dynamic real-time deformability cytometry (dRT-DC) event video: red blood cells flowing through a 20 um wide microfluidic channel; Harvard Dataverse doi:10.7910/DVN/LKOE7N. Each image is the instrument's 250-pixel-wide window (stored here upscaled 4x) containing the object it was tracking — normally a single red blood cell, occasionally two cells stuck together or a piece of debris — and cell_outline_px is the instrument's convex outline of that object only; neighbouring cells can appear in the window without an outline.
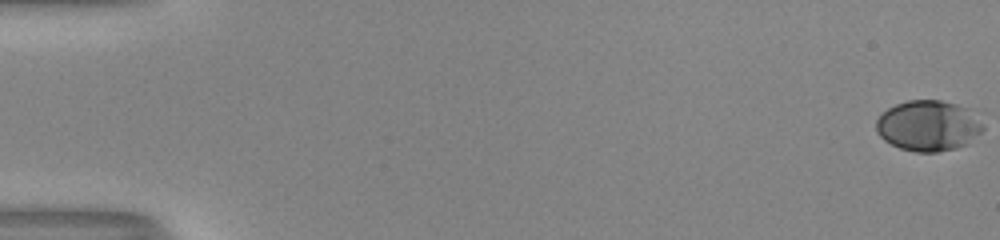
{"species": "human", "species_latin": "Homo sapiens", "temperature_condition": "room temperature", "stored_images_in_passage": 54, "camera_frame_rate_fps": 3000, "um_per_image_px": 0.085, "donor": {"sex": "male"}, "frame": {"image": 1, "passage_image": 1, "time_ms": 0.0, "image_size_px": [1000, 240], "cell_outline_px": [[984, 128], [968, 144], [956, 148], [936, 152], [916, 152], [900, 148], [884, 140], [876, 132], [876, 120], [888, 108], [896, 104], [908, 100], [940, 100], [956, 104], [968, 108]], "centroid_in_image_um": [78.88, 10.69], "position_along_channel_um": 6.1, "area_um2": 31.27}}
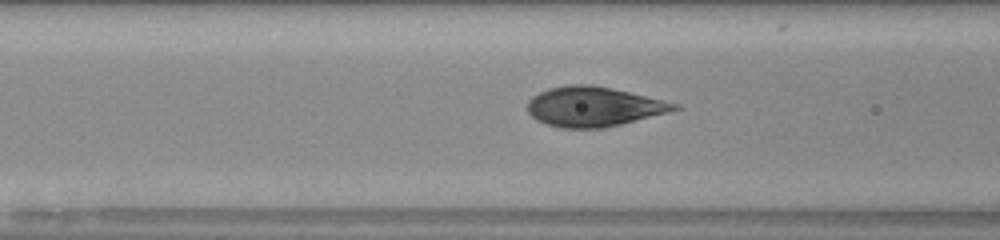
{"frame": {"image": 2, "passage_image": 24, "time_ms": 7.667, "image_size_px": [1000, 240], "cell_outline_px": [[680, 108], [668, 112], [604, 128], [560, 128], [536, 120], [528, 112], [528, 100], [532, 96], [548, 88], [568, 84], [592, 84], [612, 88], [680, 104]], "centroid_in_image_um": [50.43, 9.05], "position_along_channel_um": 116.2, "area_um2": 33.87}}
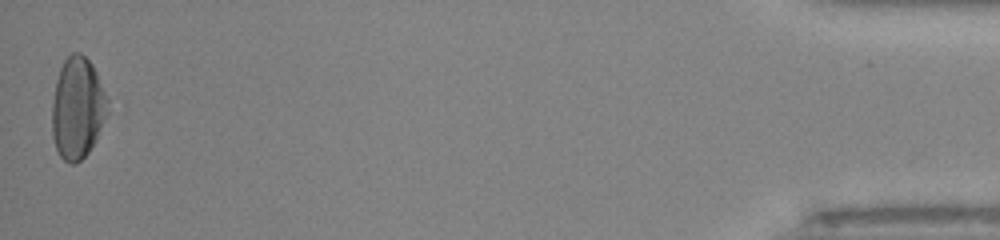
{"frame": {"image": 3, "passage_image": 54, "time_ms": 17.667, "image_size_px": [1000, 240], "cell_outline_px": [[108, 112], [96, 140], [88, 152], [76, 164], [68, 164], [60, 156], [56, 148], [52, 136], [52, 104], [56, 80], [60, 68], [64, 60], [72, 52], [80, 52], [92, 64], [96, 72], [108, 100]], "centroid_in_image_um": [6.58, 9.2], "position_along_channel_um": 428.6, "area_um2": 32.95}, "authors_computed_cell_mechanics": {"area_um2": 33.0038, "velocity_mm_per_s": 4.0528, "shape_relaxation_time_tau1_ms": 4.745, "shape_relaxation_time_tau2_ms": null, "deformation_change_tau1": 0.2079, "deformation_change_tau2": null}}